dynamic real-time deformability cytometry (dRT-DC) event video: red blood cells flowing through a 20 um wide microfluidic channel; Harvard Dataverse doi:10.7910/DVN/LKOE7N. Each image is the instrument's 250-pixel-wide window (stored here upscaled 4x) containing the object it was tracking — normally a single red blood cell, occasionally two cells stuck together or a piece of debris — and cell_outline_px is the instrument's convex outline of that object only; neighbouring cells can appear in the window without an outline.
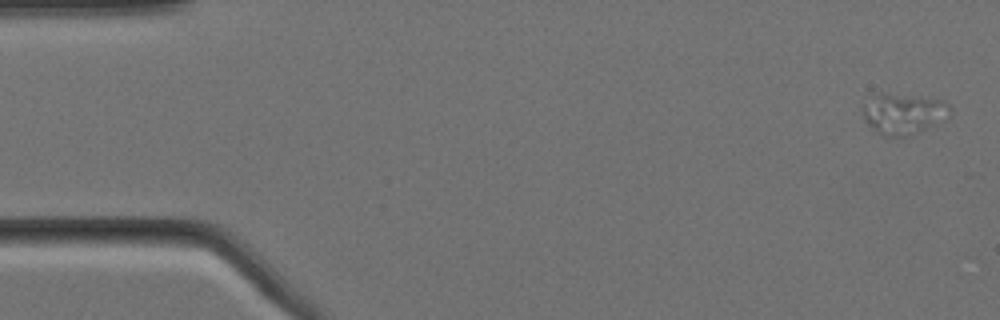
{"species": "Egyptian fruit bat (a non-hibernating species)", "species_latin": "Rousettus aegyptiacus", "temperature_condition": "cold", "stored_images_in_passage": 4, "camera_frame_rate_fps": 3000, "um_per_image_px": 0.085, "animal": {"sex": "female"}, "frame": {"image": 1, "passage_image": 1, "time_ms": 0.0, "image_size_px": [1000, 320], "cell_outline_px": [[952, 112], [948, 116], [908, 136], [884, 136], [876, 132], [864, 120], [864, 108], [872, 92], [884, 92], [944, 100], [948, 104]], "centroid_in_image_um": [76.74, 9.63], "position_along_channel_um": 8.3, "area_um2": 20.52}}